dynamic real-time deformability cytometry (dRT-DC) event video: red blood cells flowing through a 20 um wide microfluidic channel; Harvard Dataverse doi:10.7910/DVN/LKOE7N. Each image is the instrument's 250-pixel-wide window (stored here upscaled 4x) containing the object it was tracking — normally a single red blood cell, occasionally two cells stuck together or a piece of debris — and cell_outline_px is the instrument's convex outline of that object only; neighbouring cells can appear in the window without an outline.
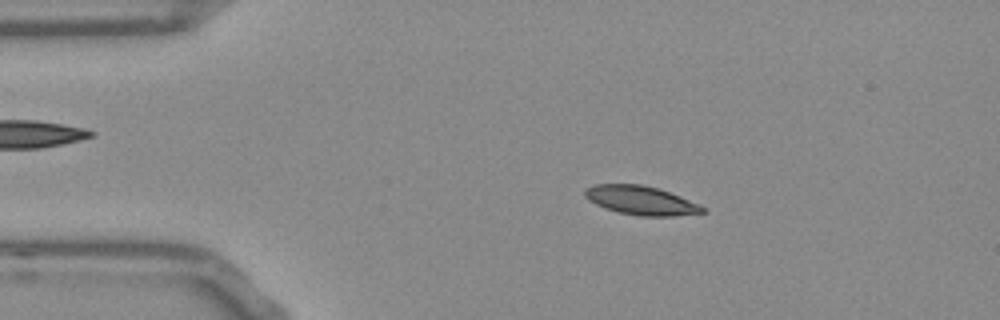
{"species": "Egyptian fruit bat (a non-hibernating species)", "species_latin": "Rousettus aegyptiacus", "temperature_condition": "room temperature", "stored_images_in_passage": 48, "camera_frame_rate_fps": 3000, "um_per_image_px": 0.085, "frame": {"image": 1, "passage_image": 5, "time_ms": 1.333, "image_size_px": [1000, 320], "cell_outline_px": [[708, 212], [672, 216], [640, 216], [620, 212], [604, 208], [588, 200], [584, 196], [584, 188], [596, 184], [640, 184], [656, 188], [668, 192], [688, 200], [704, 208]], "centroid_in_image_um": [54.42, 17.03], "position_along_channel_um": 30.6, "area_um2": 19.54}}
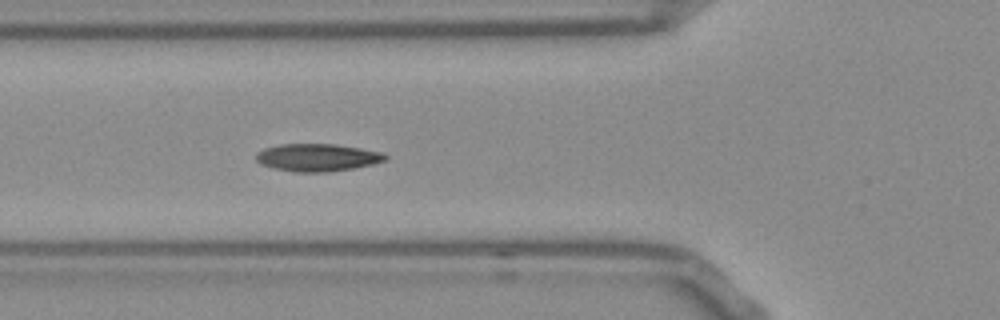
{"frame": {"image": 2, "passage_image": 14, "time_ms": 4.333, "image_size_px": [1000, 320], "cell_outline_px": [[388, 160], [372, 164], [352, 168], [328, 172], [292, 172], [272, 168], [260, 164], [256, 160], [256, 152], [264, 148], [280, 144], [336, 144], [360, 148], [380, 152], [388, 156]], "centroid_in_image_um": [26.94, 13.39], "position_along_channel_um": 98.9, "area_um2": 20.87}}
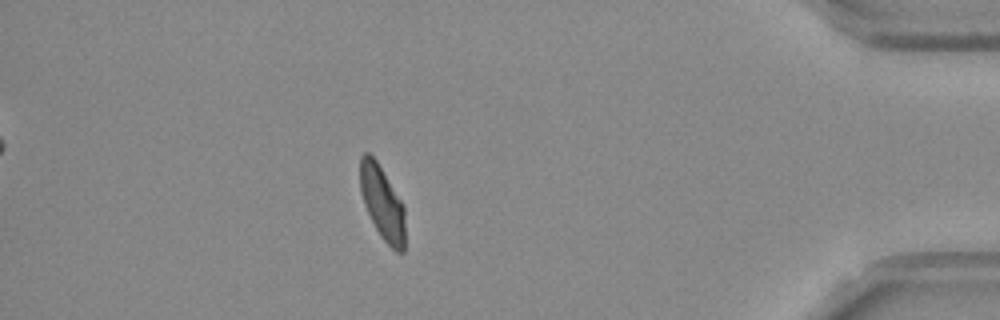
{"frame": {"image": 3, "passage_image": 42, "time_ms": 13.667, "image_size_px": [1000, 320], "cell_outline_px": [[404, 252], [396, 252], [380, 236], [364, 204], [360, 188], [360, 156], [364, 152], [368, 152], [376, 160], [404, 204]], "centroid_in_image_um": [32.49, 17.22], "position_along_channel_um": 402.7, "area_um2": 19.19}, "authors_computed_cell_mechanics": {"area_um2": 19.9699, "velocity_mm_per_s": 3.7703, "shape_relaxation_time_tau1_ms": 2.8721, "shape_relaxation_time_tau2_ms": 1.0339, "deformation_change_tau1": 0.142, "deformation_change_tau2": 0.0618}}